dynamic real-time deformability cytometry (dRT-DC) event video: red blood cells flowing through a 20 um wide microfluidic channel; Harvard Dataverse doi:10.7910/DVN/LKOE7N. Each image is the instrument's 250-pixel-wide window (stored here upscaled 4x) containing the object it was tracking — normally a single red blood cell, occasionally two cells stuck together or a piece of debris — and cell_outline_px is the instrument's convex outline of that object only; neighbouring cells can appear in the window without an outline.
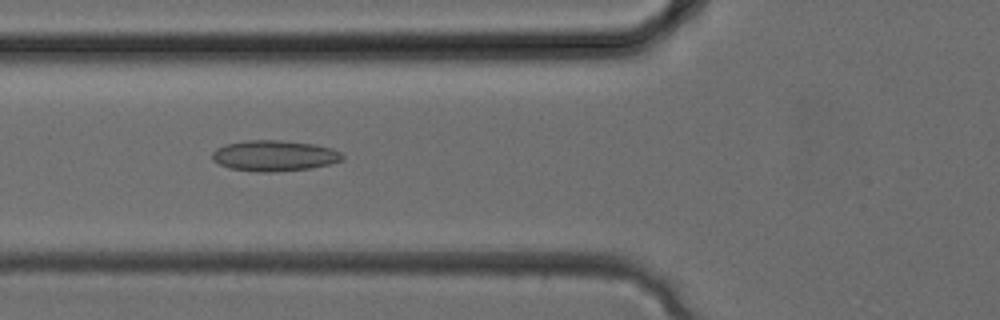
{"species": "common noctule bat (a hibernating species)", "species_latin": "Nyctalus noctula", "temperature_condition": "cold", "stored_images_in_passage": 32, "camera_frame_rate_fps": 3000, "um_per_image_px": 0.085, "animal": {"sex": "female", "body_mass_g": 24.6, "forearm_length_mm": 56.2}, "frame": {"image": 1, "passage_image": 12, "time_ms": 3.667, "image_size_px": [1000, 320], "cell_outline_px": [[344, 160], [312, 168], [276, 172], [256, 172], [228, 168], [212, 160], [212, 152], [216, 148], [224, 144], [248, 140], [280, 140], [316, 144], [332, 148], [340, 152], [344, 156]], "centroid_in_image_um": [23.31, 13.24], "position_along_channel_um": 102.5, "area_um2": 23.64}}
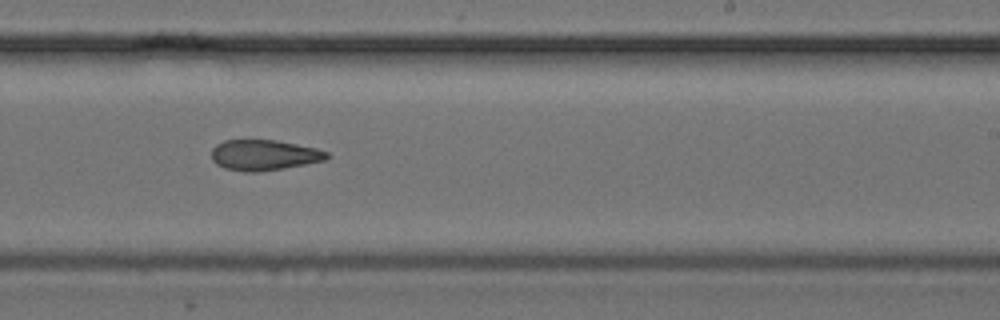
{"frame": {"image": 2, "passage_image": 20, "time_ms": 6.333, "image_size_px": [1000, 320], "cell_outline_px": [[328, 160], [284, 168], [260, 172], [244, 172], [224, 168], [216, 164], [212, 160], [212, 148], [216, 144], [224, 140], [276, 140], [316, 148], [328, 152]], "centroid_in_image_um": [22.43, 13.19], "position_along_channel_um": 266.6, "area_um2": 20.69}}
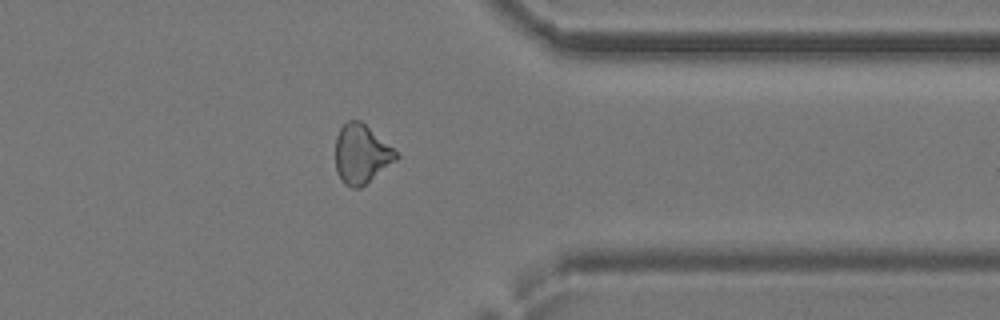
{"frame": {"image": 3, "passage_image": 26, "time_ms": 8.333, "image_size_px": [1000, 320], "cell_outline_px": [[400, 156], [396, 160], [360, 188], [352, 188], [344, 184], [340, 180], [336, 172], [336, 136], [340, 128], [348, 120], [360, 120], [392, 148]], "centroid_in_image_um": [30.68, 13.11], "position_along_channel_um": 380.7, "area_um2": 20.63}}